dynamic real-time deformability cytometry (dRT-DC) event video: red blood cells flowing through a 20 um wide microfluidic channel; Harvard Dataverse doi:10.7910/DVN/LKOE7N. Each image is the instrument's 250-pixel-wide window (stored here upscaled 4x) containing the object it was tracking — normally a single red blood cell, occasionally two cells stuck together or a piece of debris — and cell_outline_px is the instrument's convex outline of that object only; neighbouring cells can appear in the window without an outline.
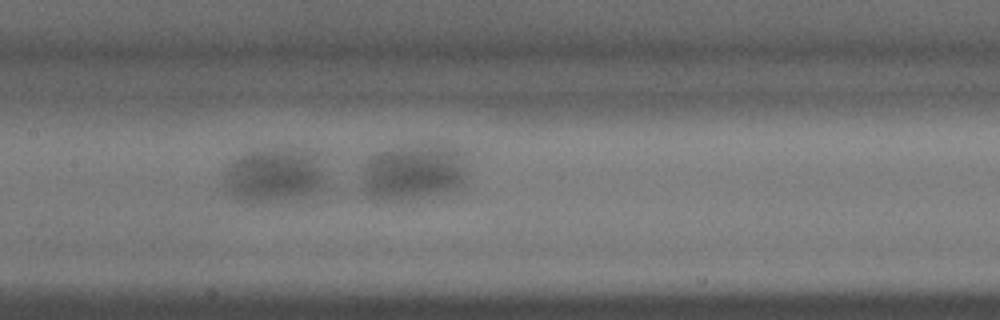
{"species": "common noctule bat (a hibernating species)", "species_latin": "Nyctalus noctula", "temperature_condition": "warm", "stored_images_in_passage": 35, "camera_frame_rate_fps": 3000, "um_per_image_px": 0.085, "animal": {"sex": "male", "body_mass_g": 15.6}, "frame": {"image": 1, "passage_image": 17, "time_ms": 5.333, "image_size_px": [1000, 320], "cell_outline_px": [[328, 152], [324, 180], [320, 188], [316, 192], [304, 196], [288, 200], [252, 204], [236, 200], [224, 192], [220, 188], [224, 164], [228, 160], [248, 148], [268, 144], [288, 144], [320, 148]], "centroid_in_image_um": [23.31, 14.72], "position_along_channel_um": 184.1, "area_um2": 37.34}}